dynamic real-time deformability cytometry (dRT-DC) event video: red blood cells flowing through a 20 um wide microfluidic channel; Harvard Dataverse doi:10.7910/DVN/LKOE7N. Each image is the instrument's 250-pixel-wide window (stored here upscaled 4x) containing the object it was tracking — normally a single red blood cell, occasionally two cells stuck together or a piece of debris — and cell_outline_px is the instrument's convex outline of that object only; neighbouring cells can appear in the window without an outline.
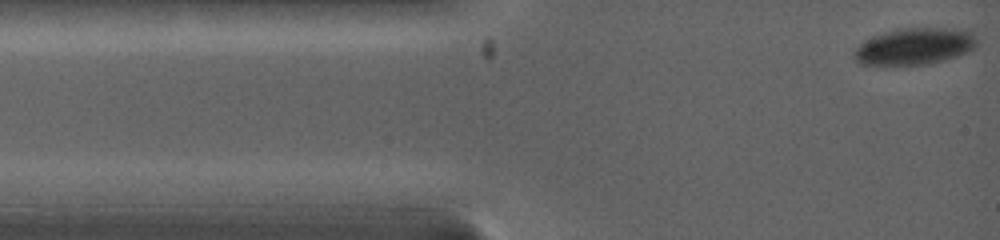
{"species": "common noctule bat (a hibernating species)", "species_latin": "Nyctalus noctula", "temperature_condition": "warm", "stored_images_in_passage": 5, "camera_frame_rate_fps": 5000, "um_per_image_px": 0.085, "animal": {"sex": "female", "body_mass_g": 19.0, "forearm_length_mm": 53.3}, "frame": {"image": 1, "passage_image": 1, "time_ms": 0.0, "image_size_px": [1000, 240], "cell_outline_px": [[972, 48], [964, 52], [928, 64], [860, 64], [856, 60], [856, 48], [860, 44], [868, 40], [892, 32], [924, 28], [964, 32], [972, 36]], "centroid_in_image_um": [77.64, 3.99], "position_along_channel_um": 7.4, "area_um2": 23.64}}
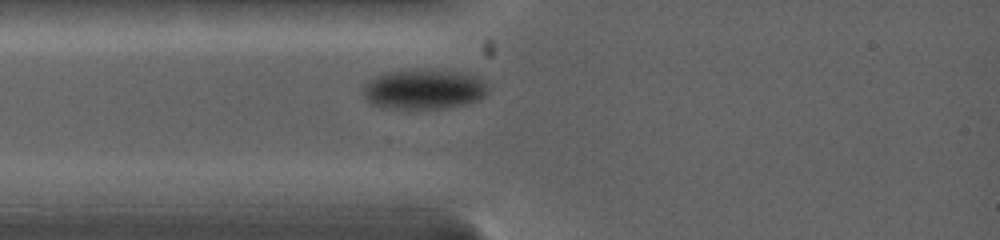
{"frame": {"image": 2, "passage_image": 5, "time_ms": 2.4, "image_size_px": [1000, 240], "cell_outline_px": [[488, 92], [480, 100], [468, 104], [444, 108], [408, 112], [384, 108], [372, 104], [364, 96], [364, 84], [368, 80], [376, 76], [388, 72], [424, 68], [480, 72], [488, 88]], "centroid_in_image_um": [36.12, 7.59], "position_along_channel_um": 48.9, "area_um2": 30.98}}